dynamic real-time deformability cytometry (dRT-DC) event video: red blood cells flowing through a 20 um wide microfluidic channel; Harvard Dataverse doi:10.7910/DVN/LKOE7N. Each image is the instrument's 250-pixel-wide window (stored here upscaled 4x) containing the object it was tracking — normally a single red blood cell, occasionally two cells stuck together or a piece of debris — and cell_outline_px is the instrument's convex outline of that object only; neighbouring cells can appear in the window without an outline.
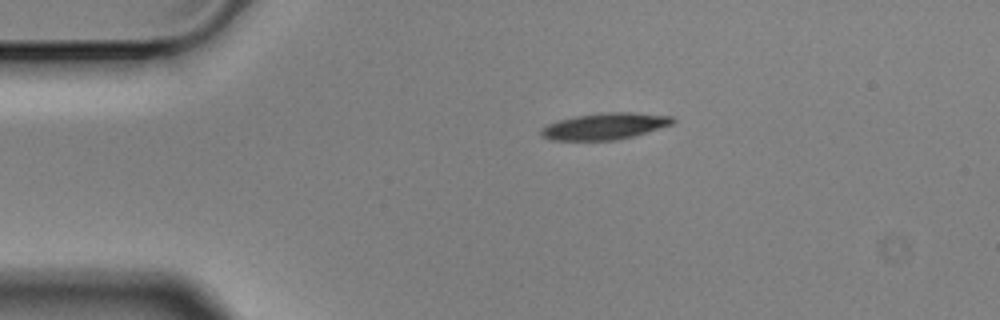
{"species": "Egyptian fruit bat (a non-hibernating species)", "species_latin": "Rousettus aegyptiacus", "temperature_condition": "cold", "stored_images_in_passage": 2, "camera_frame_rate_fps": 3000, "um_per_image_px": 0.085, "animal": {"sex": "male"}, "frame": {"image": 1, "passage_image": 2, "time_ms": 0.333, "image_size_px": [1000, 320], "cell_outline_px": [[676, 120], [672, 124], [632, 136], [616, 140], [552, 140], [540, 136], [540, 128], [548, 124], [560, 120], [576, 116], [604, 112], [632, 112], [672, 116]], "centroid_in_image_um": [51.38, 10.72], "position_along_channel_um": 33.6, "area_um2": 20.17}}